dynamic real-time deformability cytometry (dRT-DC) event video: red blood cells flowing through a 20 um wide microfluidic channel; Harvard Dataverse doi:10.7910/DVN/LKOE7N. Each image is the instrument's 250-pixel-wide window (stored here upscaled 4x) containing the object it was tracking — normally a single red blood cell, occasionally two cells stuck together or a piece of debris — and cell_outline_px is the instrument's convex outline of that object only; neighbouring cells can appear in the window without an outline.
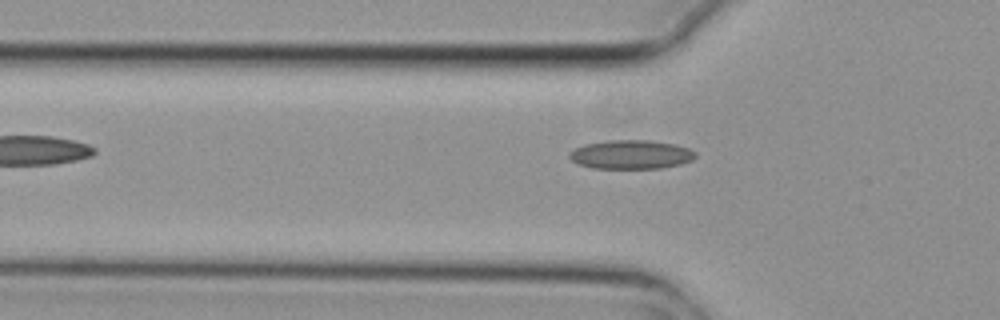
{"species": "common noctule bat (a hibernating species)", "species_latin": "Nyctalus noctula", "temperature_condition": "cold", "stored_images_in_passage": 3, "camera_frame_rate_fps": 3000, "um_per_image_px": 0.085, "animal": {"sex": "female", "body_mass_g": 29.2, "forearm_length_mm": 56.3}, "frame": {"image": 1, "passage_image": 3, "time_ms": 0.667, "image_size_px": [1000, 320], "cell_outline_px": [[696, 156], [692, 160], [680, 164], [660, 168], [592, 168], [580, 164], [572, 160], [568, 156], [568, 152], [584, 144], [608, 140], [648, 140], [676, 144], [688, 148], [696, 152]], "centroid_in_image_um": [53.64, 13.13], "position_along_channel_um": 72.2, "area_um2": 21.21}}